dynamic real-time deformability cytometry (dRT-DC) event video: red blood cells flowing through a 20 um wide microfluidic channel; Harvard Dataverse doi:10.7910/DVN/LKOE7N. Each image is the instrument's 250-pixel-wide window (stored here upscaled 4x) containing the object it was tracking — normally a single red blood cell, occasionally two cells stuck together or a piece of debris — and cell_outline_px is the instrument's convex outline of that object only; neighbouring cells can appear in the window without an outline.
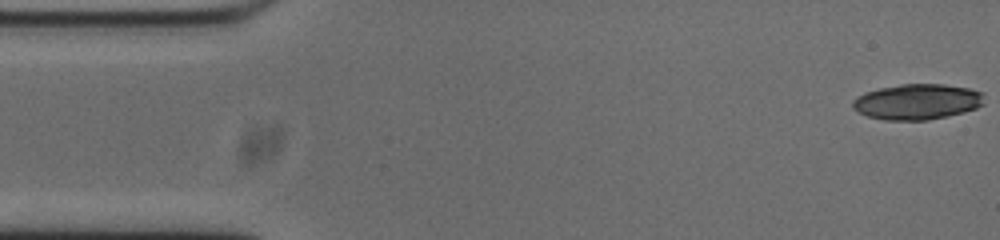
{"species": "common noctule bat (a hibernating species)", "species_latin": "Nyctalus noctula", "temperature_condition": "cold", "stored_images_in_passage": 16, "camera_frame_rate_fps": 3000, "um_per_image_px": 0.085, "animal": {"sex": "male", "body_mass_g": 20.0, "forearm_length_mm": 53.3}, "frame": {"image": 1, "passage_image": 1, "time_ms": 0.0, "image_size_px": [1000, 240], "cell_outline_px": [[984, 104], [976, 108], [964, 112], [948, 116], [928, 120], [884, 120], [868, 116], [852, 108], [852, 100], [856, 96], [864, 92], [880, 88], [900, 84], [944, 84], [968, 88], [984, 92]], "centroid_in_image_um": [77.97, 8.64], "position_along_channel_um": 7.0, "area_um2": 27.51}}
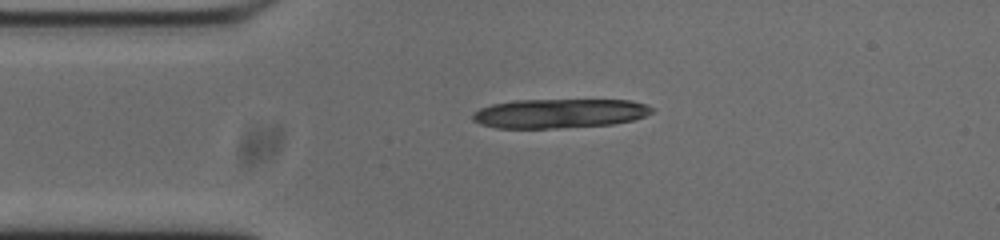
{"frame": {"image": 2, "passage_image": 11, "time_ms": 3.333, "image_size_px": [1000, 240], "cell_outline_px": [[656, 108], [652, 112], [644, 116], [632, 120], [612, 124], [556, 128], [496, 128], [480, 124], [472, 120], [472, 112], [480, 108], [492, 104], [516, 100], [628, 100], [648, 104]], "centroid_in_image_um": [47.54, 9.64], "position_along_channel_um": 37.5, "area_um2": 30.69}}